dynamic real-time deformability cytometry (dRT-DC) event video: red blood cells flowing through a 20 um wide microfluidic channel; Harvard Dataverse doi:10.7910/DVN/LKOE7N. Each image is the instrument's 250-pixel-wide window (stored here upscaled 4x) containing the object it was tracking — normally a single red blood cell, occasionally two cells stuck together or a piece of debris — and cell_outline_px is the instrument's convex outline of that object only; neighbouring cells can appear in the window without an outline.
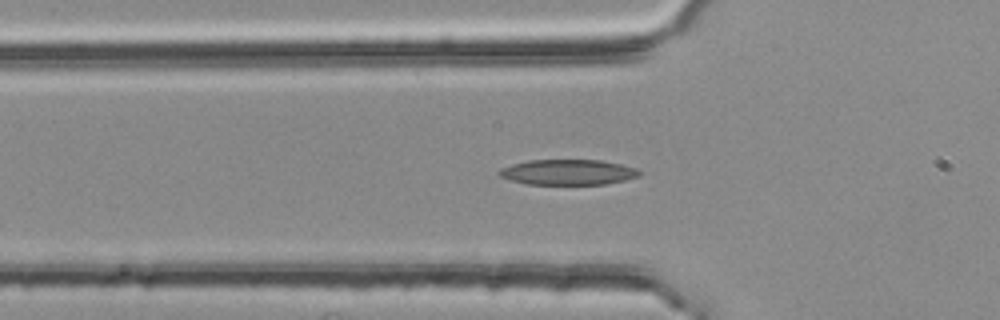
{"species": "common noctule bat (a hibernating species)", "species_latin": "Nyctalus noctula", "temperature_condition": "room temperature", "stored_images_in_passage": 57, "camera_frame_rate_fps": 3000, "um_per_image_px": 0.085, "animal": {"sex": "female", "body_mass_g": 25.1}, "frame": {"image": 1, "passage_image": 19, "time_ms": 6.0, "image_size_px": [1000, 320], "cell_outline_px": [[644, 172], [640, 176], [624, 180], [604, 184], [528, 184], [512, 180], [500, 176], [496, 172], [500, 168], [512, 164], [528, 160], [600, 160], [620, 164], [636, 168]], "centroid_in_image_um": [48.29, 14.63], "position_along_channel_um": 77.5, "area_um2": 20.75}}
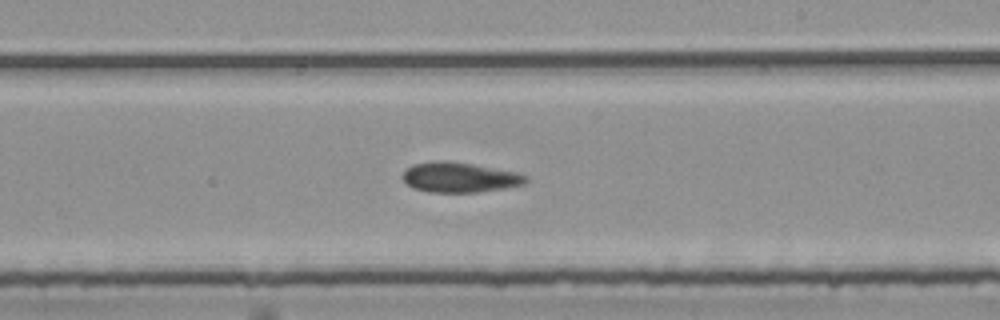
{"frame": {"image": 2, "passage_image": 33, "time_ms": 10.667, "image_size_px": [1000, 320], "cell_outline_px": [[528, 180], [524, 184], [504, 188], [476, 192], [428, 192], [412, 188], [404, 180], [404, 172], [412, 164], [440, 160], [448, 160], [472, 164], [516, 172], [528, 176]], "centroid_in_image_um": [39.07, 15.07], "position_along_channel_um": 249.9, "area_um2": 21.44}}
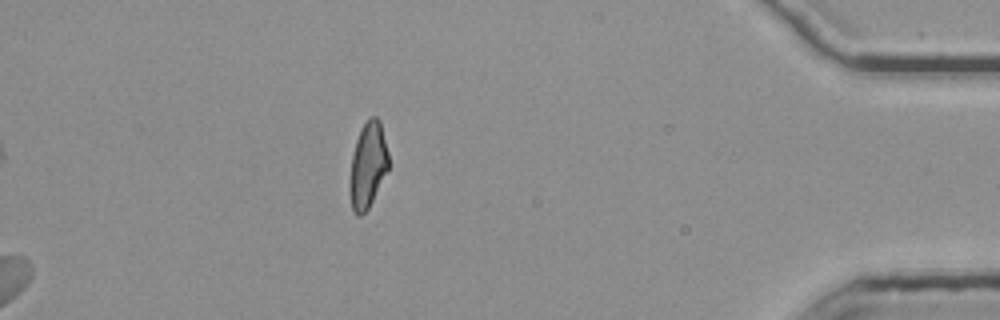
{"frame": {"image": 3, "passage_image": 57, "time_ms": 18.667, "image_size_px": [1000, 320], "cell_outline_px": [[388, 168], [368, 208], [360, 216], [356, 216], [352, 208], [348, 188], [348, 184], [352, 156], [356, 140], [360, 128], [372, 116], [376, 116], [380, 120], [388, 152]], "centroid_in_image_um": [31.24, 14.04], "position_along_channel_um": 404.0, "area_um2": 19.25}, "authors_computed_cell_mechanics": {"area_um2": 22.7154, "velocity_mm_per_s": 3.6914, "shape_relaxation_time_tau1_ms": 11.0382, "shape_relaxation_time_tau2_ms": 5.1187, "deformation_change_tau1": 0.2035, "deformation_change_tau2": 0.1126}}